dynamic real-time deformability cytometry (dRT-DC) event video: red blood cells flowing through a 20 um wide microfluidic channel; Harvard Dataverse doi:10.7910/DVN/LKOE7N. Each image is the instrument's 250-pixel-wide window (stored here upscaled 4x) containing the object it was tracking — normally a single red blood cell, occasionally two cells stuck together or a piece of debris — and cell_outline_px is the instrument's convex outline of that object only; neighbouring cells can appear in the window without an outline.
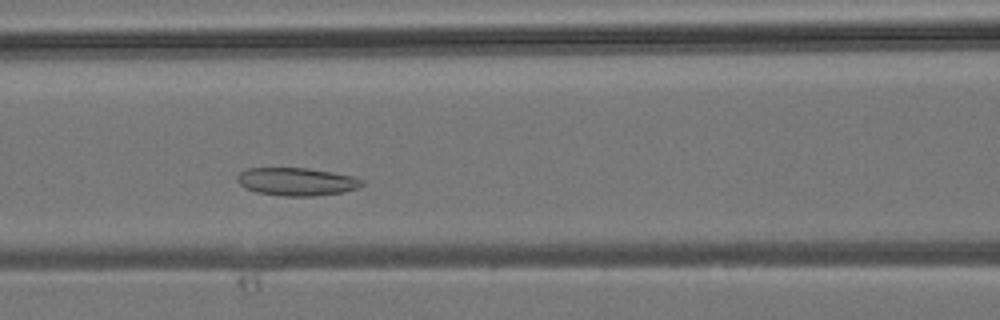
{"species": "common noctule bat (a hibernating species)", "species_latin": "Nyctalus noctula", "temperature_condition": "room temperature", "stored_images_in_passage": 29, "camera_frame_rate_fps": 3000, "um_per_image_px": 0.085, "animal": {"sex": "male", "body_mass_g": 19.2, "forearm_length_mm": 51.8}, "frame": {"image": 1, "passage_image": 12, "time_ms": 3.667, "image_size_px": [1000, 320], "cell_outline_px": [[364, 184], [360, 188], [344, 192], [312, 196], [284, 196], [256, 192], [244, 188], [236, 180], [236, 176], [244, 168], [308, 168], [332, 172], [352, 176], [364, 180]], "centroid_in_image_um": [25.21, 15.44], "position_along_channel_um": 141.4, "area_um2": 20.52}}
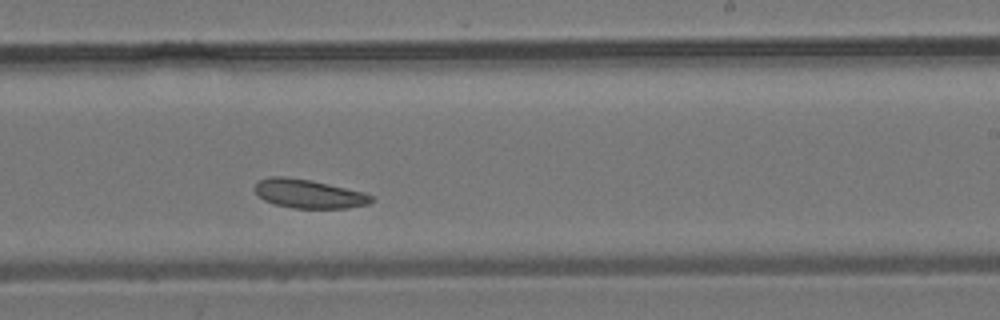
{"frame": {"image": 2, "passage_image": 20, "time_ms": 6.333, "image_size_px": [1000, 320], "cell_outline_px": [[376, 200], [368, 204], [348, 208], [292, 208], [276, 204], [264, 200], [256, 192], [256, 184], [260, 180], [268, 176], [284, 176], [312, 180], [364, 192], [372, 196]], "centroid_in_image_um": [26.28, 16.47], "position_along_channel_um": 262.7, "area_um2": 19.54}}
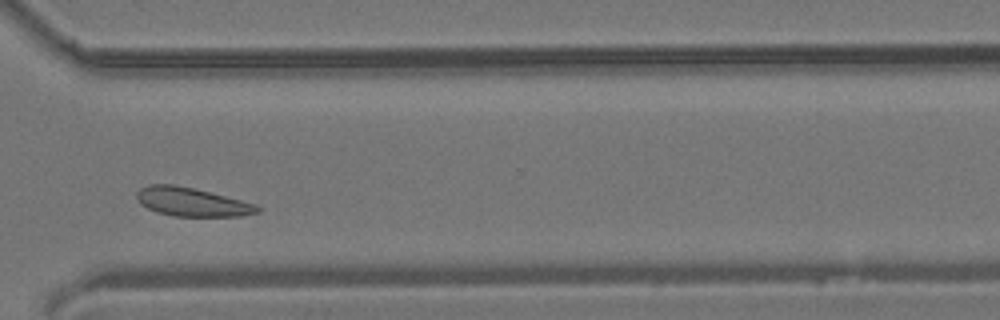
{"frame": {"image": 3, "passage_image": 26, "time_ms": 8.333, "image_size_px": [1000, 320], "cell_outline_px": [[260, 212], [240, 216], [172, 216], [156, 212], [140, 204], [136, 200], [136, 192], [140, 188], [148, 184], [172, 184], [192, 188], [256, 204], [260, 208]], "centroid_in_image_um": [16.25, 17.17], "position_along_channel_um": 354.4, "area_um2": 20.06}}